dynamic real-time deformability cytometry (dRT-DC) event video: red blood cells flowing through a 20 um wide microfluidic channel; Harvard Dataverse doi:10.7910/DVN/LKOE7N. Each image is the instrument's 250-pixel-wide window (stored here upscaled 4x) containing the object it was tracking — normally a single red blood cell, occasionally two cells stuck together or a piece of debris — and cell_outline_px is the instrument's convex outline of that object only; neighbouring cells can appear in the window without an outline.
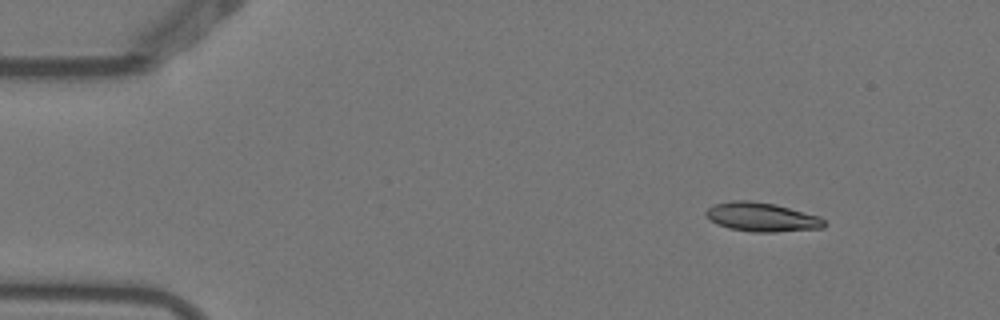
{"species": "Egyptian fruit bat (a non-hibernating species)", "species_latin": "Rousettus aegyptiacus", "temperature_condition": "warm", "stored_images_in_passage": 9, "camera_frame_rate_fps": 3000, "um_per_image_px": 0.085, "animal": {"sex": "female"}, "frame": {"image": 1, "passage_image": 1, "time_ms": 0.0, "image_size_px": [1000, 320], "cell_outline_px": [[828, 224], [824, 228], [776, 232], [752, 232], [728, 228], [716, 224], [708, 220], [704, 212], [712, 204], [732, 200], [748, 200], [776, 204], [820, 216]], "centroid_in_image_um": [64.74, 18.45], "position_along_channel_um": 20.3, "area_um2": 20.4}}
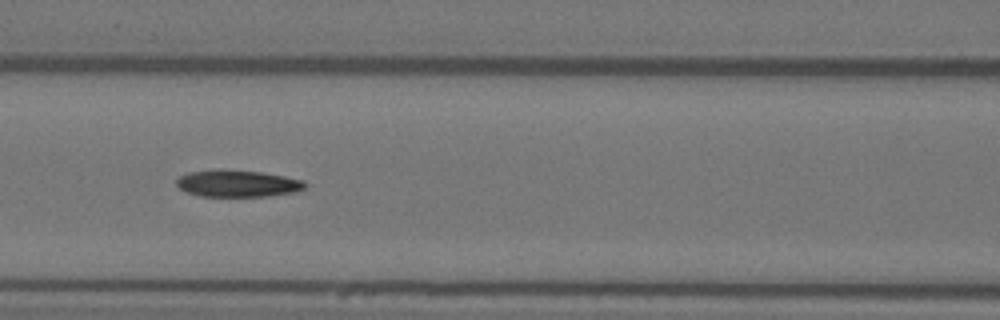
{"frame": {"image": 2, "passage_image": 6, "time_ms": 1.667, "image_size_px": [1000, 320], "cell_outline_px": [[308, 184], [304, 188], [292, 192], [268, 196], [200, 196], [188, 192], [180, 188], [176, 184], [176, 180], [180, 176], [188, 172], [216, 168], [260, 172], [284, 176], [304, 180]], "centroid_in_image_um": [20.17, 15.58], "position_along_channel_um": 146.4, "area_um2": 20.17}}
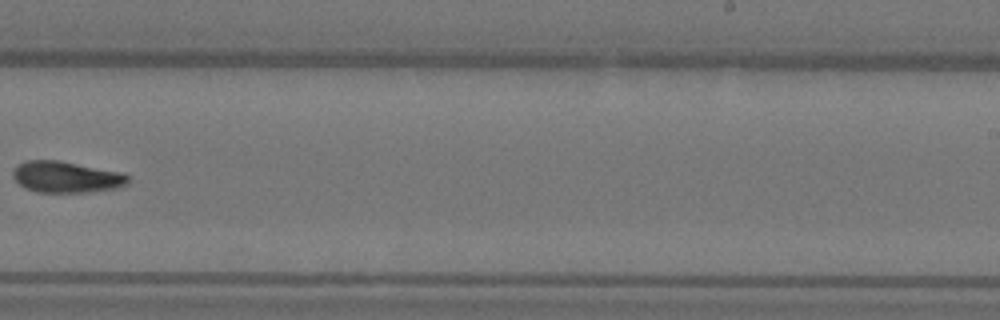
{"frame": {"image": 3, "passage_image": 9, "time_ms": 2.667, "image_size_px": [1000, 320], "cell_outline_px": [[128, 184], [116, 188], [88, 192], [36, 192], [24, 188], [12, 176], [12, 172], [16, 164], [28, 160], [60, 160], [124, 172], [128, 176]], "centroid_in_image_um": [5.63, 15.03], "position_along_channel_um": 283.4, "area_um2": 21.27}}